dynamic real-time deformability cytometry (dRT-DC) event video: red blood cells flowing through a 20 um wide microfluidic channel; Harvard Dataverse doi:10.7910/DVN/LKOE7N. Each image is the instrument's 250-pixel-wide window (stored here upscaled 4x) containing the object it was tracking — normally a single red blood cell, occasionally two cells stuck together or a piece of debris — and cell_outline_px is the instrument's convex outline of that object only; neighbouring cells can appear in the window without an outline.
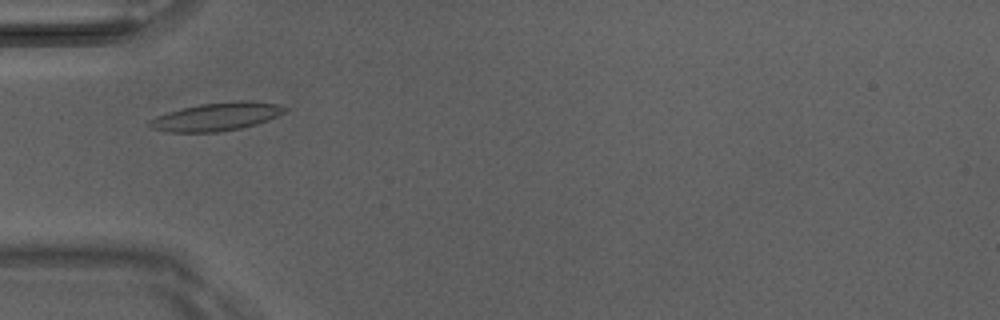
{"species": "Egyptian fruit bat (a non-hibernating species)", "species_latin": "Rousettus aegyptiacus", "temperature_condition": "room temperature", "stored_images_in_passage": 48, "camera_frame_rate_fps": 3000, "um_per_image_px": 0.085, "animal": {"sex": "male"}, "frame": {"image": 1, "passage_image": 14, "time_ms": 4.333, "image_size_px": [1000, 320], "cell_outline_px": [[288, 108], [284, 112], [268, 120], [256, 124], [240, 128], [220, 132], [168, 132], [152, 128], [148, 124], [148, 120], [156, 116], [168, 112], [200, 104], [236, 100], [252, 100], [280, 104]], "centroid_in_image_um": [18.43, 9.91], "position_along_channel_um": 66.6, "area_um2": 22.25}}
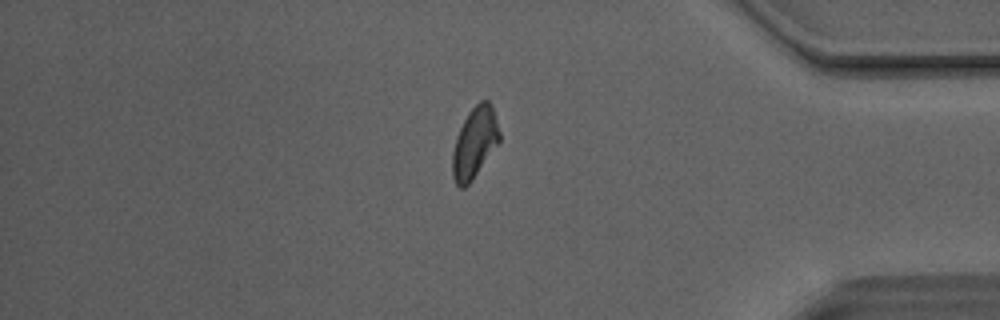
{"frame": {"image": 2, "passage_image": 40, "time_ms": 13.0, "image_size_px": [1000, 320], "cell_outline_px": [[500, 140], [472, 180], [464, 188], [460, 188], [456, 184], [452, 176], [452, 152], [456, 136], [468, 112], [480, 100], [488, 100], [492, 104], [500, 132]], "centroid_in_image_um": [40.33, 12.12], "position_along_channel_um": 394.9, "area_um2": 19.36}}
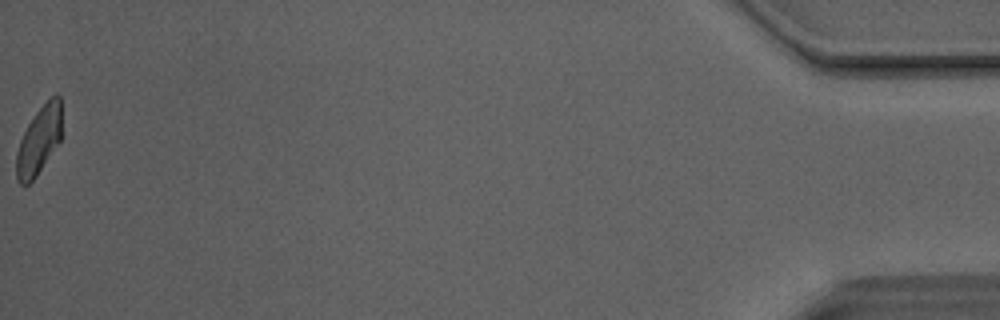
{"frame": {"image": 3, "passage_image": 48, "time_ms": 15.667, "image_size_px": [1000, 320], "cell_outline_px": [[60, 140], [36, 176], [28, 184], [20, 184], [16, 180], [16, 152], [20, 140], [28, 124], [36, 112], [56, 92], [60, 96]], "centroid_in_image_um": [3.28, 11.95], "position_along_channel_um": 431.9, "area_um2": 17.57}, "authors_computed_cell_mechanics": {"area_um2": 19.8254, "velocity_mm_per_s": 4.1113, "shape_relaxation_time_tau1_ms": 4.1031, "shape_relaxation_time_tau2_ms": 1.1475, "deformation_change_tau1": 0.1484, "deformation_change_tau2": 0.0765}}